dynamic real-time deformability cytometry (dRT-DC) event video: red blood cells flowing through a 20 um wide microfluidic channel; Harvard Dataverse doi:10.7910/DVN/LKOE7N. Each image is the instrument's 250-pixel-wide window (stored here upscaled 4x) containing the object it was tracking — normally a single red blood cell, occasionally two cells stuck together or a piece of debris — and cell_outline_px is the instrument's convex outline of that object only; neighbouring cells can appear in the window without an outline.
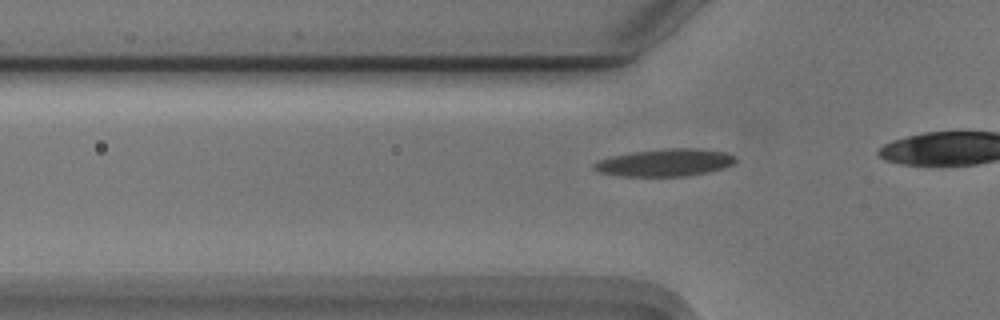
{"species": "Egyptian fruit bat (a non-hibernating species)", "species_latin": "Rousettus aegyptiacus", "temperature_condition": "cold", "stored_images_in_passage": 13, "camera_frame_rate_fps": 3000, "um_per_image_px": 0.085, "animal": {"sex": "male"}, "frame": {"image": 1, "passage_image": 7, "time_ms": 2.0, "image_size_px": [1000, 320], "cell_outline_px": [[736, 160], [732, 164], [724, 168], [708, 172], [688, 176], [620, 176], [596, 172], [592, 168], [592, 164], [600, 160], [612, 156], [632, 152], [668, 148], [692, 148], [724, 152], [732, 156]], "centroid_in_image_um": [56.47, 13.83], "position_along_channel_um": 69.3, "area_um2": 22.48}}
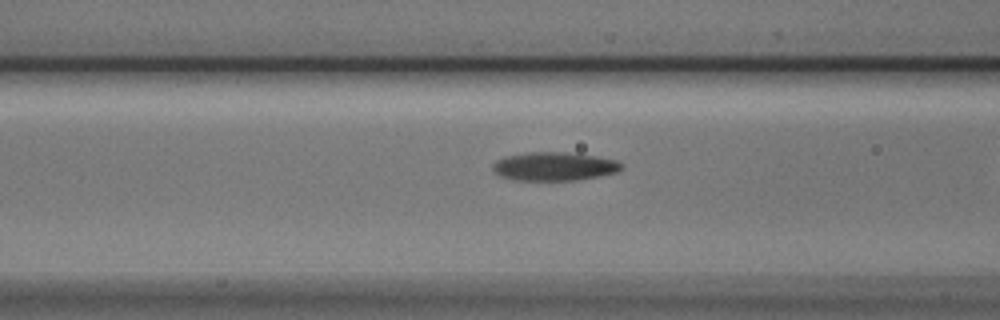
{"frame": {"image": 2, "passage_image": 11, "time_ms": 3.333, "image_size_px": [1000, 320], "cell_outline_px": [[624, 168], [616, 172], [600, 176], [576, 180], [512, 180], [500, 176], [492, 168], [492, 164], [496, 160], [508, 156], [532, 152], [564, 152], [592, 156], [616, 160], [624, 164]], "centroid_in_image_um": [47.12, 14.15], "position_along_channel_um": 119.5, "area_um2": 21.27}}